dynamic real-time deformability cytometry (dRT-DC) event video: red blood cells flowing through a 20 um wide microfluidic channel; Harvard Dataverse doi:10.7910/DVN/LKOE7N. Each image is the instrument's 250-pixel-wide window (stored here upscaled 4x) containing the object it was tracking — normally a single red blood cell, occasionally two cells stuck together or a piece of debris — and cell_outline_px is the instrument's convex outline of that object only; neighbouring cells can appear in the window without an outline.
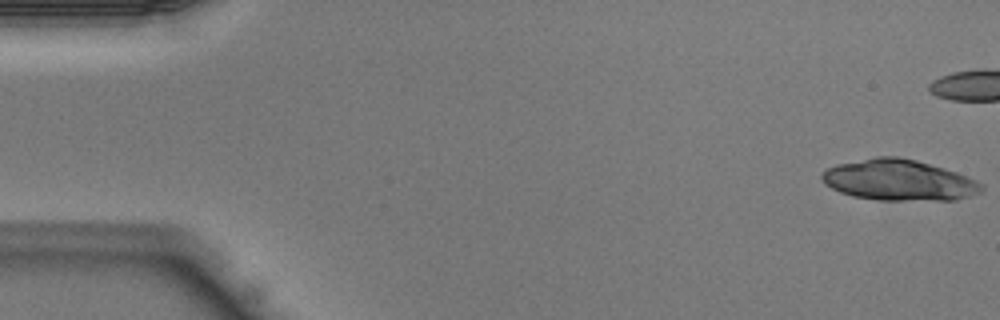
{"species": "Egyptian fruit bat (a non-hibernating species)", "species_latin": "Rousettus aegyptiacus", "temperature_condition": "warm", "stored_images_in_passage": 34, "camera_frame_rate_fps": 3000, "um_per_image_px": 0.085, "animal": {"sex": "male"}, "frame": {"image": 1, "passage_image": 1, "time_ms": 0.0, "image_size_px": [1000, 320], "cell_outline_px": [[984, 188], [980, 192], [956, 200], [880, 200], [852, 196], [840, 192], [824, 184], [820, 176], [828, 168], [836, 164], [876, 156], [896, 156], [916, 160], [944, 168], [956, 172], [976, 180], [984, 184]], "centroid_in_image_um": [76.4, 15.31], "position_along_channel_um": 8.6, "area_um2": 38.09}}